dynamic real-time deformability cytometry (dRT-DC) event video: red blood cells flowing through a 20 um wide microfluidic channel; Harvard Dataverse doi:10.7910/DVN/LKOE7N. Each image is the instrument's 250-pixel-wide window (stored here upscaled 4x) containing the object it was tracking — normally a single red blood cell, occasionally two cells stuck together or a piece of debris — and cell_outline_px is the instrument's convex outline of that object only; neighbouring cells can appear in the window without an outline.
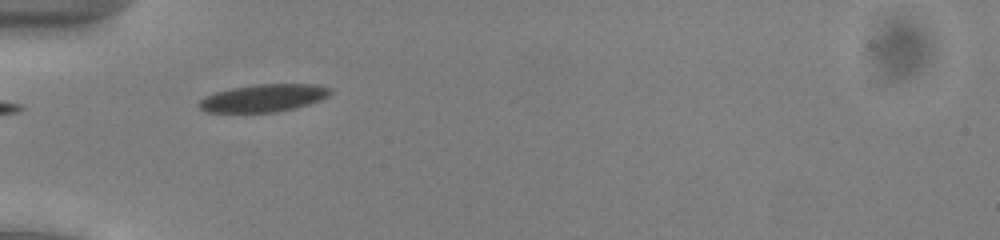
{"species": "common noctule bat (a hibernating species)", "species_latin": "Nyctalus noctula", "temperature_condition": "cold", "stored_images_in_passage": 4, "camera_frame_rate_fps": 3000, "um_per_image_px": 0.085, "animal": {"sex": "male", "body_mass_g": 13.0, "forearm_length_mm": 53.1}, "frame": {"image": 1, "passage_image": 1, "time_ms": 0.0, "image_size_px": [1000, 240], "cell_outline_px": [[332, 92], [328, 96], [320, 100], [296, 108], [276, 112], [204, 112], [196, 104], [204, 96], [216, 92], [232, 88], [256, 84], [316, 84], [332, 88]], "centroid_in_image_um": [22.4, 8.33], "position_along_channel_um": 62.6, "area_um2": 21.21}}